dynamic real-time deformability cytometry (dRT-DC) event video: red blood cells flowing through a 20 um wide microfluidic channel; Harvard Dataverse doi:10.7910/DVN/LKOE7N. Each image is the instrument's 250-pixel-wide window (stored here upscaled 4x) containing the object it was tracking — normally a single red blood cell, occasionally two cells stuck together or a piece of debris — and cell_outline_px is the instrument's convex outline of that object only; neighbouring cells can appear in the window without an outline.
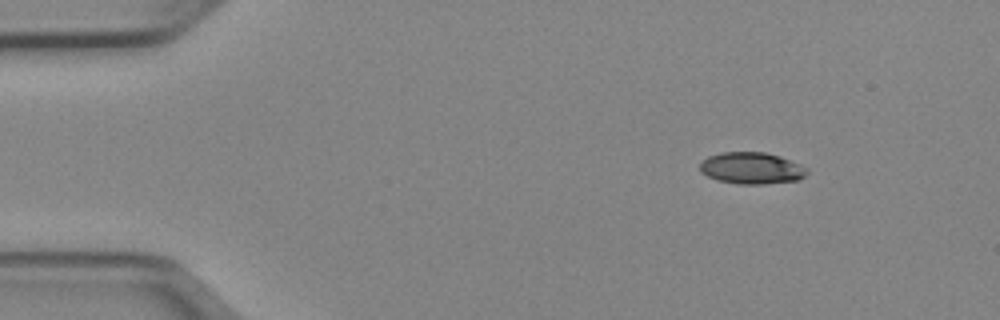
{"species": "Egyptian fruit bat (a non-hibernating species)", "species_latin": "Rousettus aegyptiacus", "temperature_condition": "cold", "stored_images_in_passage": 46, "camera_frame_rate_fps": 3000, "um_per_image_px": 0.085, "animal": {"sex": "female"}, "frame": {"image": 1, "passage_image": 1, "time_ms": 0.0, "image_size_px": [1000, 320], "cell_outline_px": [[808, 172], [800, 180], [764, 184], [736, 184], [716, 180], [700, 172], [700, 164], [708, 156], [720, 152], [764, 152], [780, 156], [800, 164], [808, 168]], "centroid_in_image_um": [63.89, 14.3], "position_along_channel_um": 21.1, "area_um2": 19.94}}
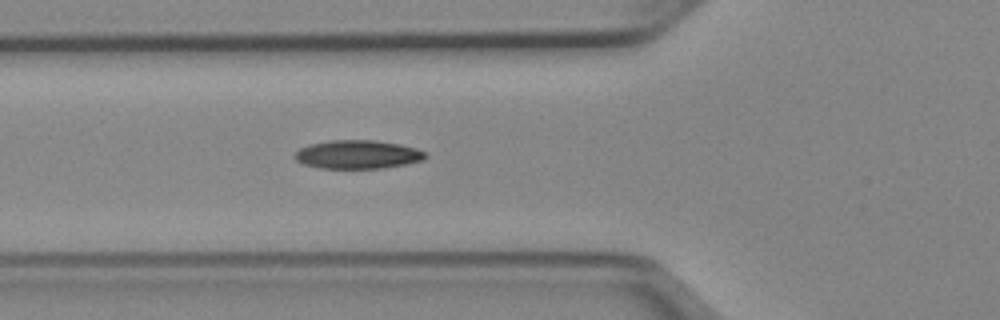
{"frame": {"image": 2, "passage_image": 13, "time_ms": 4.0, "image_size_px": [1000, 320], "cell_outline_px": [[428, 156], [424, 160], [384, 168], [320, 168], [304, 164], [296, 160], [292, 156], [300, 148], [308, 144], [328, 140], [372, 140], [400, 144], [416, 148], [424, 152]], "centroid_in_image_um": [30.38, 13.12], "position_along_channel_um": 95.4, "area_um2": 21.79}}
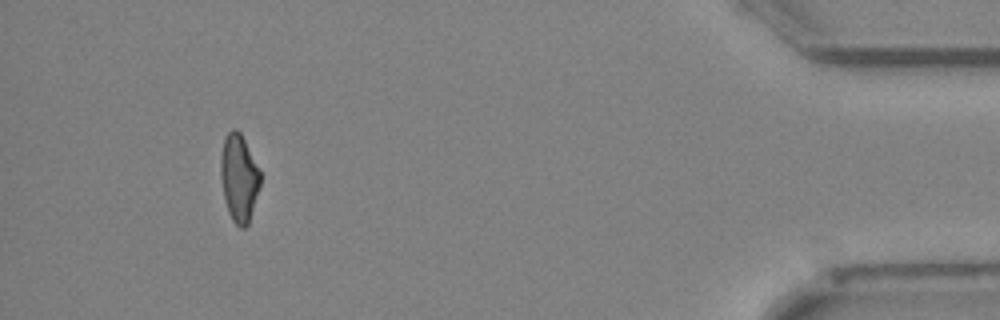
{"frame": {"image": 3, "passage_image": 42, "time_ms": 13.667, "image_size_px": [1000, 320], "cell_outline_px": [[260, 184], [248, 224], [244, 228], [240, 228], [232, 220], [228, 212], [224, 200], [220, 176], [220, 156], [224, 136], [232, 128], [236, 128], [240, 132], [260, 172]], "centroid_in_image_um": [20.27, 15.11], "position_along_channel_um": 414.9, "area_um2": 20.11}, "authors_computed_cell_mechanics": {"area_um2": 20.5768, "velocity_mm_per_s": 3.9787, "shape_relaxation_time_tau1_ms": 6.0058, "shape_relaxation_time_tau2_ms": 4.3088, "deformation_change_tau1": 0.1559, "deformation_change_tau2": 0.1098}}